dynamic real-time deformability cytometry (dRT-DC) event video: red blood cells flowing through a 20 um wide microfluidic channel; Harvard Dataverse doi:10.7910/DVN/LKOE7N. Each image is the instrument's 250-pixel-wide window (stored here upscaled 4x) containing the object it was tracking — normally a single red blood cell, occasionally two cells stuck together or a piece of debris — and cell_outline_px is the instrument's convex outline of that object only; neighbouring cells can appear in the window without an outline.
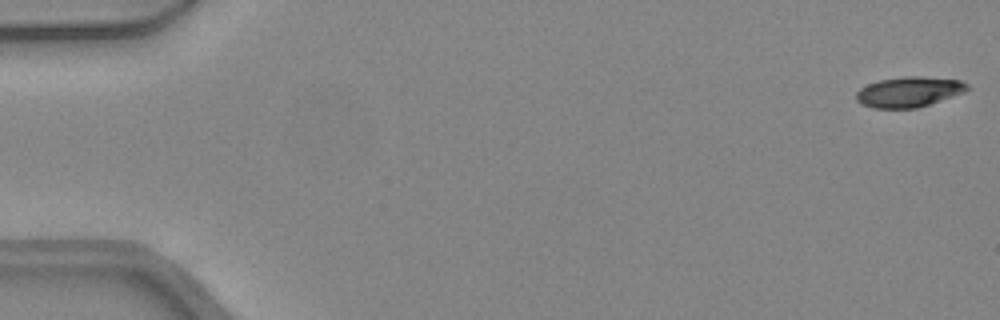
{"species": "common noctule bat (a hibernating species)", "species_latin": "Nyctalus noctula", "temperature_condition": "warm", "stored_images_in_passage": 47, "camera_frame_rate_fps": 3000, "um_per_image_px": 0.085, "animal": {"sex": "female", "body_mass_g": 24.6, "forearm_length_mm": 56.2}, "frame": {"image": 1, "passage_image": 1, "time_ms": 0.0, "image_size_px": [1000, 320], "cell_outline_px": [[968, 88], [964, 92], [916, 108], [872, 108], [860, 104], [856, 100], [856, 92], [860, 88], [868, 84], [880, 80], [904, 76], [920, 76], [960, 80], [968, 84]], "centroid_in_image_um": [77.21, 7.81], "position_along_channel_um": 7.8, "area_um2": 19.48}}
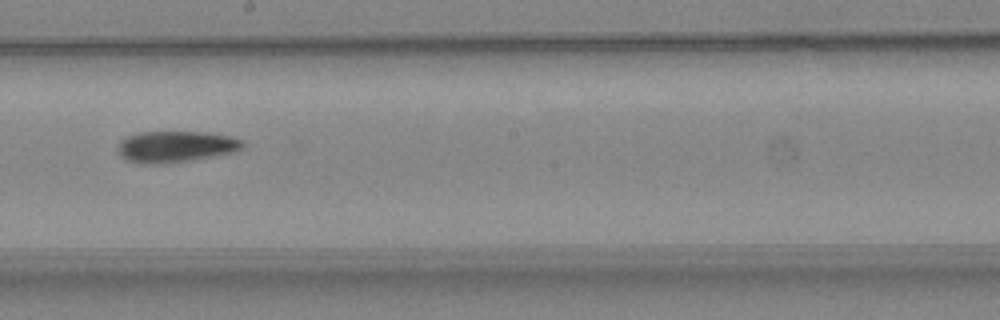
{"frame": {"image": 2, "passage_image": 27, "time_ms": 8.667, "image_size_px": [1000, 320], "cell_outline_px": [[244, 148], [236, 152], [192, 160], [168, 164], [128, 160], [120, 156], [116, 152], [116, 148], [120, 140], [128, 136], [140, 132], [208, 132], [232, 136], [244, 140]], "centroid_in_image_um": [15.0, 12.45], "position_along_channel_um": 233.2, "area_um2": 22.95}}
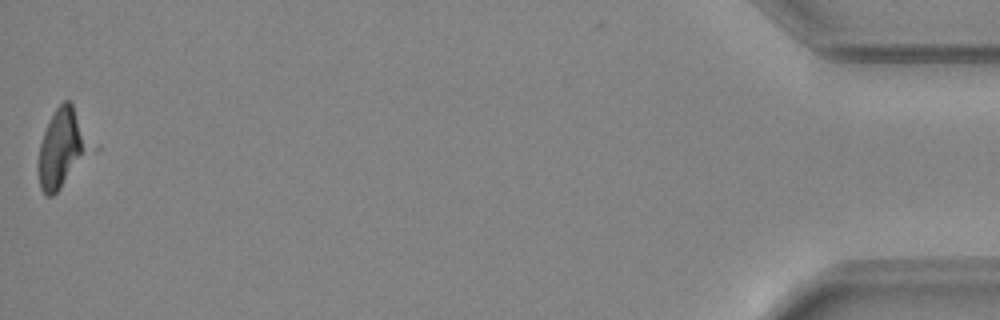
{"frame": {"image": 3, "passage_image": 47, "time_ms": 15.333, "image_size_px": [1000, 320], "cell_outline_px": [[88, 148], [60, 188], [52, 196], [48, 196], [40, 188], [36, 164], [40, 144], [44, 132], [56, 108], [64, 100], [68, 100], [72, 104]], "centroid_in_image_um": [5.09, 12.64], "position_along_channel_um": 430.1, "area_um2": 21.68}, "authors_computed_cell_mechanics": {"area_um2": 22.0796, "velocity_mm_per_s": 4.416, "shape_relaxation_time_tau1_ms": 6.6601, "shape_relaxation_time_tau2_ms": null, "deformation_change_tau1": 0.2057, "deformation_change_tau2": null}}